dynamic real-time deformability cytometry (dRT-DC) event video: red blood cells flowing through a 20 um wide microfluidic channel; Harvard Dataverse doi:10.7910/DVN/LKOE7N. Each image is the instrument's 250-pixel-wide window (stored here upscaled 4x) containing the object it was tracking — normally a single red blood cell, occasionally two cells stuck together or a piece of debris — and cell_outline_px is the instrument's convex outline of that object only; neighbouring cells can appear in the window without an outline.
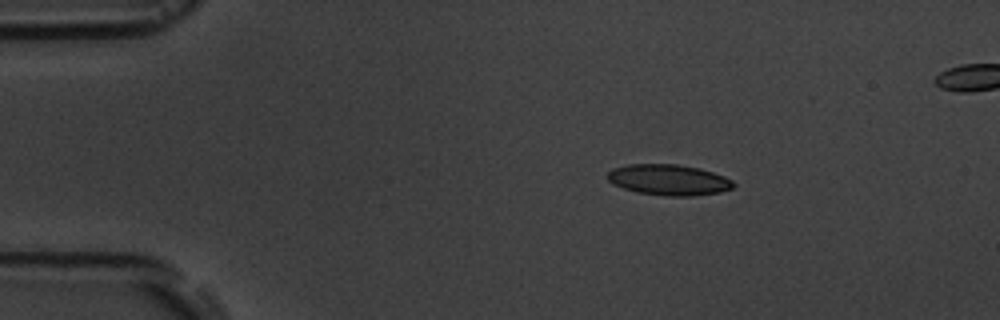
{"species": "common noctule bat (a hibernating species)", "species_latin": "Nyctalus noctula", "temperature_condition": "room temperature", "stored_images_in_passage": 4, "segment_of_instrument_passage": [1, 2], "camera_frame_rate_fps": 3000, "um_per_image_px": 0.085, "animal": {"sex": "male", "body_mass_g": 19.5, "forearm_length_mm": 54.6}, "frame": {"image": 1, "passage_image": 1, "time_ms": 0.0, "image_size_px": [1000, 320], "cell_outline_px": [[736, 184], [732, 188], [720, 192], [692, 196], [668, 196], [636, 192], [612, 184], [604, 176], [612, 168], [628, 164], [676, 164], [700, 168], [724, 176], [732, 180]], "centroid_in_image_um": [56.81, 15.28], "position_along_channel_um": 28.2, "area_um2": 22.77}}